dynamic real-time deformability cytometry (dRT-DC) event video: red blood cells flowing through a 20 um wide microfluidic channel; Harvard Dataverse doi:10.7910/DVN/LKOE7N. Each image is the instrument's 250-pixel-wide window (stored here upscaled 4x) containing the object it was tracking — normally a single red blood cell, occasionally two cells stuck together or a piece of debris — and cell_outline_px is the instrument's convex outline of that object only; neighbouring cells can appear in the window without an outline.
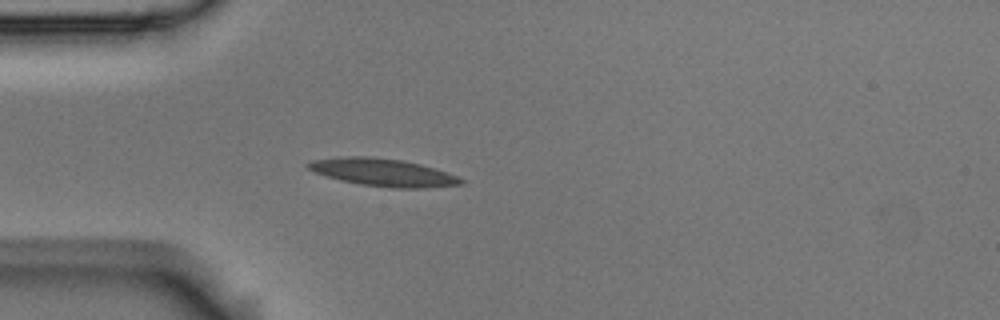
{"species": "Egyptian fruit bat (a non-hibernating species)", "species_latin": "Rousettus aegyptiacus", "temperature_condition": "room temperature", "stored_images_in_passage": 5, "camera_frame_rate_fps": 3000, "um_per_image_px": 0.085, "animal": {"sex": "male"}, "frame": {"image": 1, "passage_image": 5, "time_ms": 1.333, "image_size_px": [1000, 320], "cell_outline_px": [[464, 184], [424, 188], [392, 188], [360, 184], [340, 180], [316, 172], [308, 168], [304, 164], [312, 160], [348, 156], [368, 156], [400, 160], [420, 164], [456, 176], [464, 180]], "centroid_in_image_um": [32.54, 14.66], "position_along_channel_um": 52.5, "area_um2": 24.22}}